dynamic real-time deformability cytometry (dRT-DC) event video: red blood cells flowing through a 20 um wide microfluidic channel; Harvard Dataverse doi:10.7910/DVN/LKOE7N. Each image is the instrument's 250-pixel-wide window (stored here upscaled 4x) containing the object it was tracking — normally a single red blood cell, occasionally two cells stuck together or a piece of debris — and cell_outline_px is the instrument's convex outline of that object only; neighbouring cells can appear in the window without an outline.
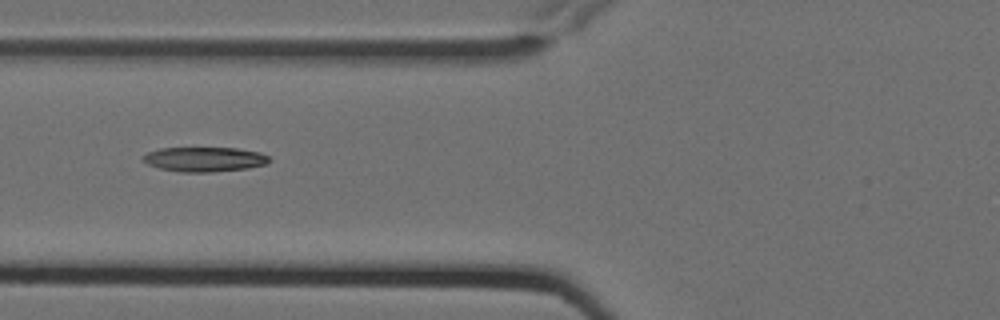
{"species": "Egyptian fruit bat (a non-hibernating species)", "species_latin": "Rousettus aegyptiacus", "temperature_condition": "cold", "stored_images_in_passage": 7, "camera_frame_rate_fps": 3000, "um_per_image_px": 0.085, "animal": {"sex": "female"}, "frame": {"image": 1, "passage_image": 7, "time_ms": 2.0, "image_size_px": [1000, 320], "cell_outline_px": [[272, 160], [268, 164], [248, 168], [212, 172], [180, 172], [160, 168], [148, 164], [140, 156], [148, 152], [160, 148], [236, 148], [260, 152], [268, 156]], "centroid_in_image_um": [17.41, 13.54], "position_along_channel_um": 108.4, "area_um2": 18.21}}